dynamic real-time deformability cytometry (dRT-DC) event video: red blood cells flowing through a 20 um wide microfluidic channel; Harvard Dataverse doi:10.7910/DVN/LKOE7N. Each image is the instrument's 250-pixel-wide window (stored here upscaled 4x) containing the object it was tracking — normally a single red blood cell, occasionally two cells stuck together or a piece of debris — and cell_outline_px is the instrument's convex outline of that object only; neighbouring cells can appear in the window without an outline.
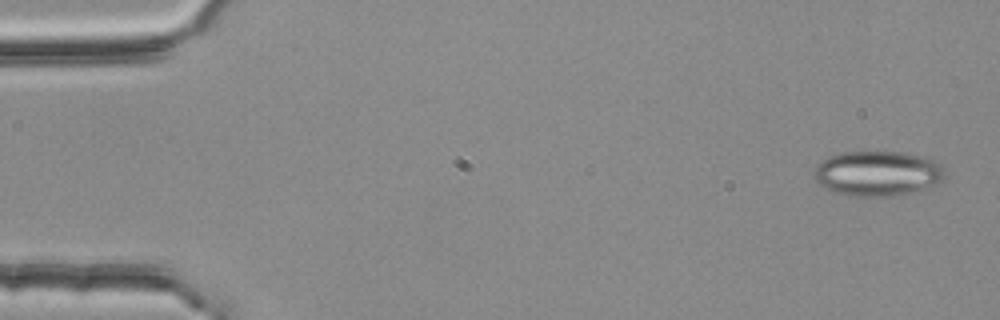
{"species": "common noctule bat (a hibernating species)", "species_latin": "Nyctalus noctula", "temperature_condition": "room temperature", "stored_images_in_passage": 4, "camera_frame_rate_fps": 3000, "um_per_image_px": 0.085, "animal": {"sex": "female", "body_mass_g": 25.1}, "frame": {"image": 1, "passage_image": 1, "time_ms": 0.0, "image_size_px": [1000, 320], "cell_outline_px": [[944, 176], [936, 184], [924, 188], [892, 196], [848, 196], [836, 192], [820, 184], [812, 176], [812, 172], [816, 164], [820, 160], [828, 156], [840, 152], [904, 152], [924, 156], [936, 160], [944, 168]], "centroid_in_image_um": [74.55, 14.72], "position_along_channel_um": 10.4, "area_um2": 34.45}}